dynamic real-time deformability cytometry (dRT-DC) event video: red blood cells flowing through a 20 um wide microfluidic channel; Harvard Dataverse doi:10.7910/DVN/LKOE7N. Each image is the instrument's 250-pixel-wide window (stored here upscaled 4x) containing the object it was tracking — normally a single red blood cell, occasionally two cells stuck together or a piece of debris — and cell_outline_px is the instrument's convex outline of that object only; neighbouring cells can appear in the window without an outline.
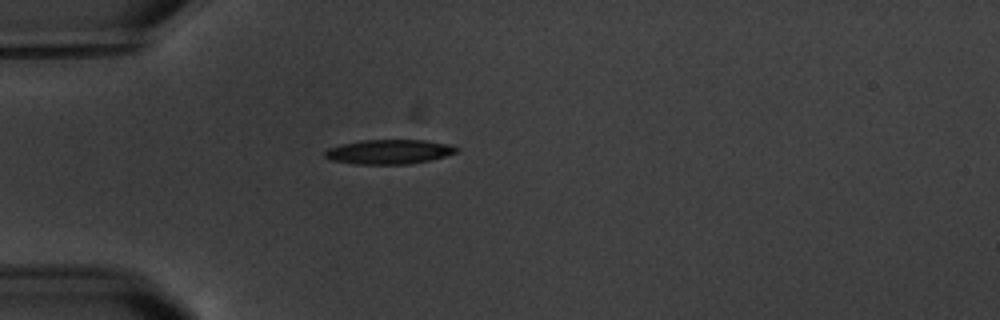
{"species": "common noctule bat (a hibernating species)", "species_latin": "Nyctalus noctula", "temperature_condition": "warm", "stored_images_in_passage": 2, "camera_frame_rate_fps": 3000, "um_per_image_px": 0.085, "animal": {"sex": "male", "body_mass_g": 20.1, "forearm_length_mm": 53.5}, "frame": {"image": 1, "passage_image": 1, "time_ms": 0.0, "image_size_px": [1000, 320], "cell_outline_px": [[460, 148], [456, 152], [432, 160], [408, 164], [356, 164], [332, 160], [324, 156], [324, 152], [328, 148], [340, 144], [364, 140], [424, 140], [452, 144]], "centroid_in_image_um": [33.09, 12.9], "position_along_channel_um": 51.9, "area_um2": 18.84}}